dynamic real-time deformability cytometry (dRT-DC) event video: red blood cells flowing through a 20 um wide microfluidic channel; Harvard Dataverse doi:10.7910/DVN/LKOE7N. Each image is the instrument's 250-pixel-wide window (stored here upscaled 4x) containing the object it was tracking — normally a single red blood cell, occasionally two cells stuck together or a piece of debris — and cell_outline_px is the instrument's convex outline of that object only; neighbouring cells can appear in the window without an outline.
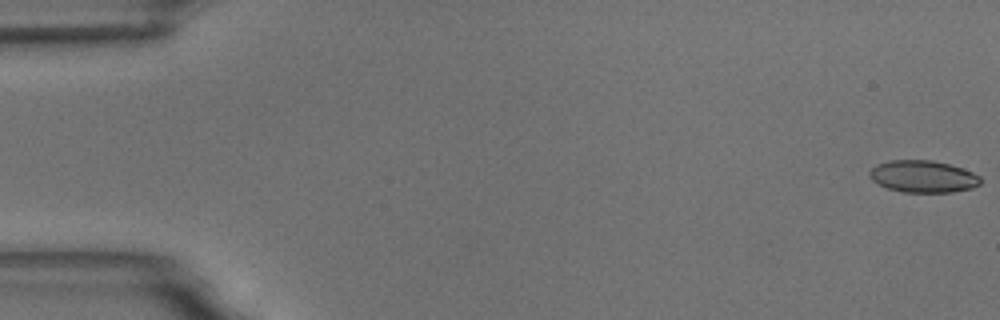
{"species": "common noctule bat (a hibernating species)", "species_latin": "Nyctalus noctula", "temperature_condition": "room temperature", "stored_images_in_passage": 58, "camera_frame_rate_fps": 3000, "um_per_image_px": 0.085, "animal": {"sex": "male", "body_mass_g": 18.8}, "frame": {"image": 1, "passage_image": 1, "time_ms": 0.0, "image_size_px": [1000, 320], "cell_outline_px": [[980, 184], [972, 188], [952, 192], [904, 192], [888, 188], [872, 180], [868, 176], [868, 172], [876, 164], [892, 160], [932, 160], [948, 164], [972, 172], [980, 176]], "centroid_in_image_um": [78.44, 15.0], "position_along_channel_um": 6.6, "area_um2": 20.58}}
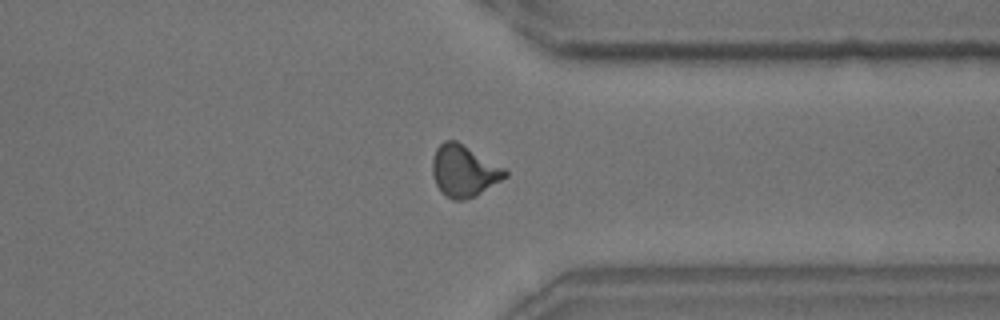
{"frame": {"image": 2, "passage_image": 45, "time_ms": 14.667, "image_size_px": [1000, 320], "cell_outline_px": [[508, 176], [476, 196], [464, 200], [452, 200], [440, 192], [432, 176], [432, 160], [436, 148], [444, 140], [456, 140], [504, 168], [508, 172]], "centroid_in_image_um": [39.41, 14.54], "position_along_channel_um": 372.0, "area_um2": 21.91}}
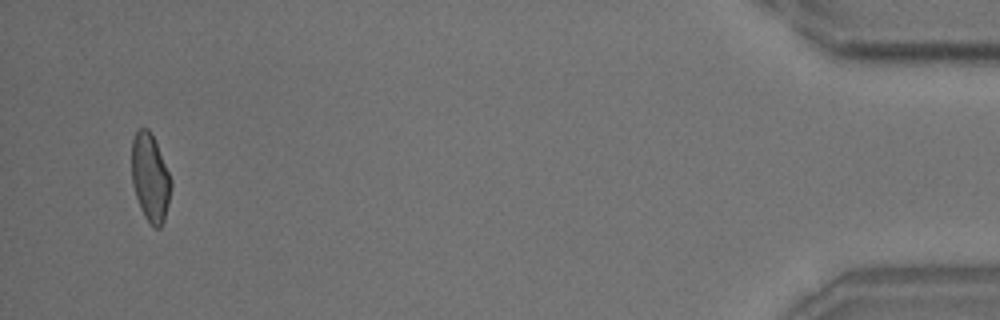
{"frame": {"image": 3, "passage_image": 56, "time_ms": 18.333, "image_size_px": [1000, 320], "cell_outline_px": [[172, 184], [168, 204], [164, 220], [160, 228], [156, 228], [144, 216], [140, 208], [132, 184], [132, 140], [136, 132], [140, 128], [148, 128], [156, 144], [172, 180]], "centroid_in_image_um": [12.76, 15.11], "position_along_channel_um": 422.4, "area_um2": 19.83}, "authors_computed_cell_mechanics": {"area_um2": 20.8947, "velocity_mm_per_s": 3.5158, "shape_relaxation_time_tau1_ms": 5.3843, "shape_relaxation_time_tau2_ms": 1.5482, "deformation_change_tau1": 0.147, "deformation_change_tau2": 0.073}}